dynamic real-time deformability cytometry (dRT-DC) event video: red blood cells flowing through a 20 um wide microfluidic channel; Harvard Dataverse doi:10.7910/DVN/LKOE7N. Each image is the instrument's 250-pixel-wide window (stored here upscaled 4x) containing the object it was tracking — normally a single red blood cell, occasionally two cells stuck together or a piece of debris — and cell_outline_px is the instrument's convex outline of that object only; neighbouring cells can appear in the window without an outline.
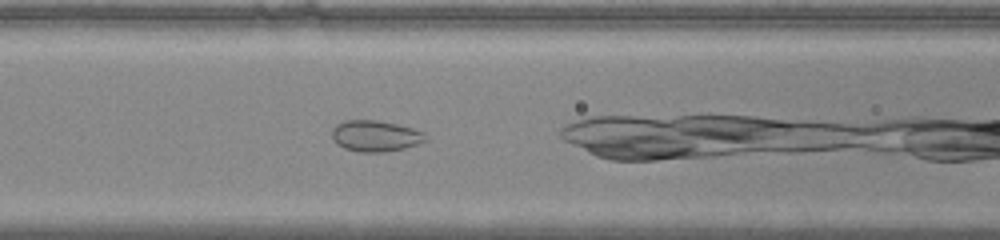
{"species": "common noctule bat (a hibernating species)", "species_latin": "Nyctalus noctula", "temperature_condition": "warm", "stored_images_in_passage": 33, "camera_frame_rate_fps": 3000, "um_per_image_px": 0.085, "animal": {"sex": "male", "body_mass_g": 20.0, "forearm_length_mm": 53.3}, "frame": {"image": 1, "passage_image": 10, "time_ms": 3.0, "image_size_px": [1000, 240], "cell_outline_px": [[428, 140], [404, 148], [380, 152], [360, 152], [344, 148], [332, 136], [332, 128], [336, 124], [344, 120], [376, 120], [396, 124], [412, 128], [424, 132], [428, 136]], "centroid_in_image_um": [31.93, 11.54], "position_along_channel_um": 134.7, "area_um2": 16.82}}
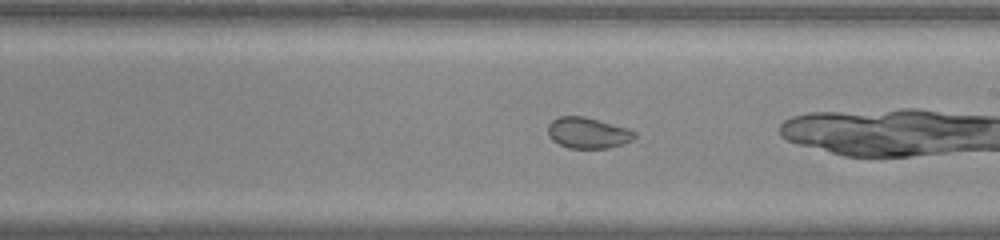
{"frame": {"image": 2, "passage_image": 18, "time_ms": 5.667, "image_size_px": [1000, 240], "cell_outline_px": [[636, 136], [632, 140], [608, 148], [568, 148], [552, 140], [548, 136], [548, 124], [552, 120], [560, 116], [584, 116], [628, 128], [636, 132]], "centroid_in_image_um": [49.95, 11.29], "position_along_channel_um": 239.0, "area_um2": 15.61}}
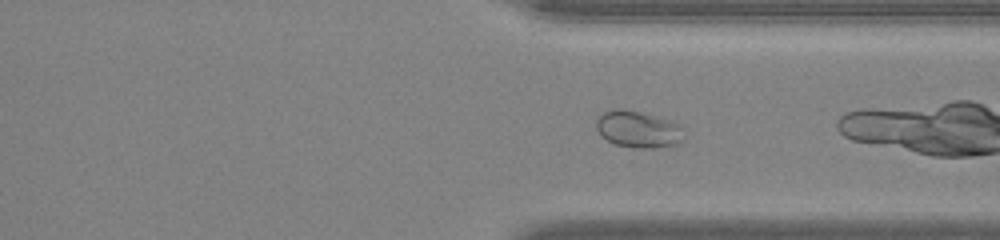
{"frame": {"image": 3, "passage_image": 27, "time_ms": 8.667, "image_size_px": [1000, 240], "cell_outline_px": [[688, 136], [684, 140], [676, 144], [652, 148], [632, 148], [616, 144], [600, 136], [596, 128], [596, 116], [612, 108], [620, 108], [656, 116], [680, 124]], "centroid_in_image_um": [54.25, 10.99], "position_along_channel_um": 357.1, "area_um2": 19.13}}